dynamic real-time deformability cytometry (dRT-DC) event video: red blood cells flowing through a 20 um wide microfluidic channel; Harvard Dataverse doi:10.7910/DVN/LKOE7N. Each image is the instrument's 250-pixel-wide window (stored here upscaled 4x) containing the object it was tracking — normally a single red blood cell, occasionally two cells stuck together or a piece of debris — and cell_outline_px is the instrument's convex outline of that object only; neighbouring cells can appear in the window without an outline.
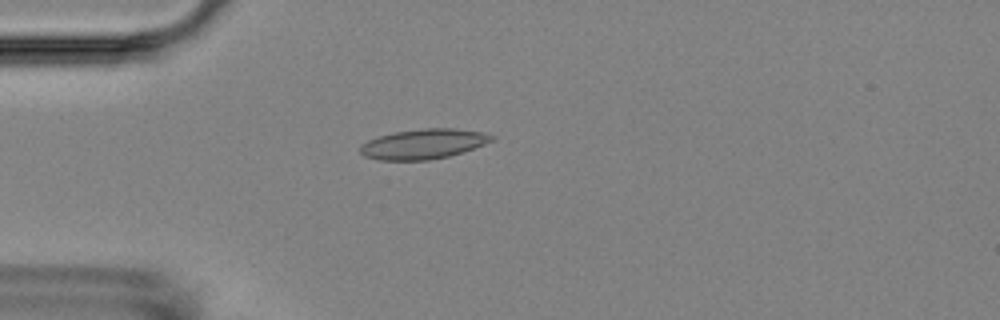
{"species": "Egyptian fruit bat (a non-hibernating species)", "species_latin": "Rousettus aegyptiacus", "temperature_condition": "room temperature", "stored_images_in_passage": 1, "camera_frame_rate_fps": 3000, "um_per_image_px": 0.085, "animal": {"sex": "female"}, "frame": {"image": 1, "passage_image": 1, "time_ms": 0.0, "image_size_px": [1000, 320], "cell_outline_px": [[496, 140], [448, 156], [428, 160], [380, 160], [364, 156], [360, 152], [360, 148], [368, 140], [380, 136], [396, 132], [424, 128], [452, 128], [484, 132], [496, 136]], "centroid_in_image_um": [36.03, 12.23], "position_along_channel_um": 49.0, "area_um2": 22.72}}